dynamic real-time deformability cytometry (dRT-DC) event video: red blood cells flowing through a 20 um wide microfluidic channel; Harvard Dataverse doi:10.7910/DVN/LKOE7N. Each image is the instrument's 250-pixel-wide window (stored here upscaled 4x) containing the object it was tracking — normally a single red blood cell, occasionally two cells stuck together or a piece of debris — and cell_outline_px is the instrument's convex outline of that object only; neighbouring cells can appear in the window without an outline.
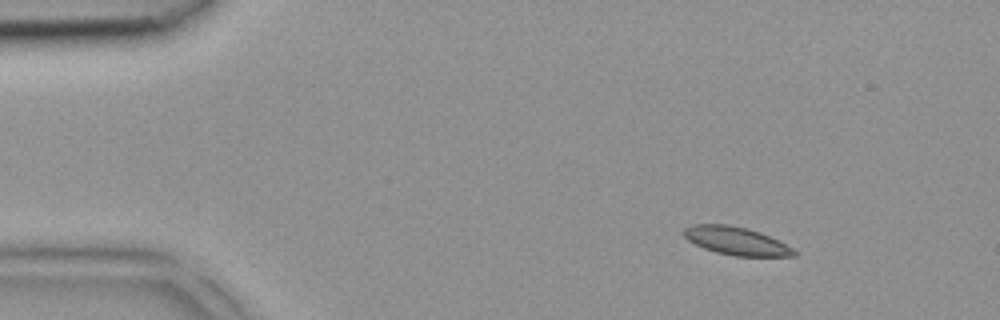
{"species": "common noctule bat (a hibernating species)", "species_latin": "Nyctalus noctula", "temperature_condition": "room temperature", "stored_images_in_passage": 3, "camera_frame_rate_fps": 3000, "um_per_image_px": 0.085, "animal": {"sex": "female", "body_mass_g": 18.4}, "frame": {"image": 1, "passage_image": 1, "time_ms": 0.0, "image_size_px": [1000, 320], "cell_outline_px": [[796, 256], [732, 256], [716, 252], [704, 248], [688, 240], [684, 236], [684, 228], [692, 224], [728, 224], [760, 232], [792, 248], [796, 252]], "centroid_in_image_um": [62.54, 20.48], "position_along_channel_um": 22.5, "area_um2": 17.74}}
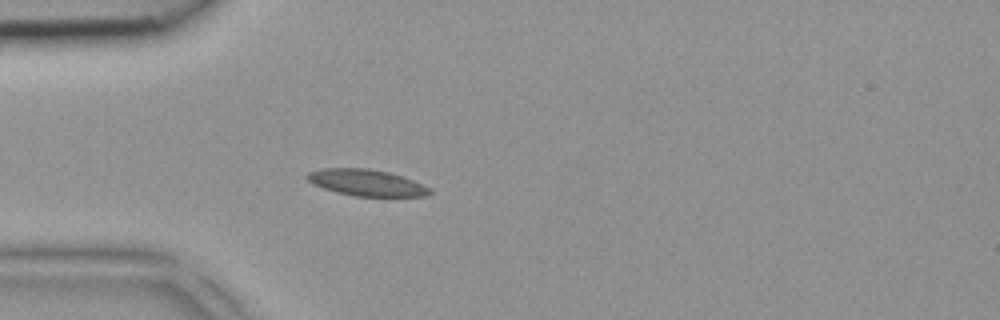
{"frame": {"image": 2, "passage_image": 3, "time_ms": 0.667, "image_size_px": [1000, 320], "cell_outline_px": [[432, 192], [428, 196], [356, 196], [336, 192], [312, 184], [304, 176], [308, 172], [320, 168], [368, 168], [388, 172], [404, 176], [432, 188]], "centroid_in_image_um": [31.16, 15.52], "position_along_channel_um": 53.8, "area_um2": 19.07}}